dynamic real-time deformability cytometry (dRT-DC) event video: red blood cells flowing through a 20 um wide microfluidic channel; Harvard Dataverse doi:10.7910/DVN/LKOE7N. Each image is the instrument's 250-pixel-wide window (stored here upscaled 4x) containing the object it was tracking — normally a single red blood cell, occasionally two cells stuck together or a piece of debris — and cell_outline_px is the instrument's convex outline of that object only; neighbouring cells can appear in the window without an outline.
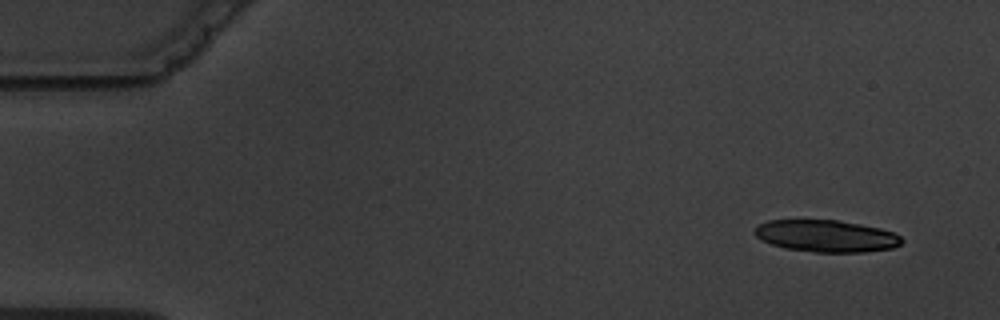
{"species": "common noctule bat (a hibernating species)", "species_latin": "Nyctalus noctula", "temperature_condition": "warm", "stored_images_in_passage": 6, "camera_frame_rate_fps": 3000, "um_per_image_px": 0.085, "animal": {"sex": "male", "body_mass_g": 19.5, "forearm_length_mm": 54.6}, "frame": {"image": 1, "passage_image": 1, "time_ms": 0.0, "image_size_px": [1000, 320], "cell_outline_px": [[904, 240], [900, 244], [892, 248], [864, 252], [816, 252], [788, 248], [772, 244], [756, 236], [752, 228], [768, 220], [836, 220], [860, 224], [880, 228], [892, 232], [900, 236]], "centroid_in_image_um": [70.24, 20.05], "position_along_channel_um": 14.8, "area_um2": 27.17}}